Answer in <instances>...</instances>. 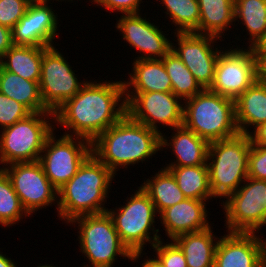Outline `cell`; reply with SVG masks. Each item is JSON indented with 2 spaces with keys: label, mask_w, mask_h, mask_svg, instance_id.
<instances>
[{
  "label": "cell",
  "mask_w": 266,
  "mask_h": 267,
  "mask_svg": "<svg viewBox=\"0 0 266 267\" xmlns=\"http://www.w3.org/2000/svg\"><path fill=\"white\" fill-rule=\"evenodd\" d=\"M120 102V103H119ZM126 114L123 80L86 81L80 91L54 112L63 134L93 141ZM70 130V132H69Z\"/></svg>",
  "instance_id": "6da1fadb"
},
{
  "label": "cell",
  "mask_w": 266,
  "mask_h": 267,
  "mask_svg": "<svg viewBox=\"0 0 266 267\" xmlns=\"http://www.w3.org/2000/svg\"><path fill=\"white\" fill-rule=\"evenodd\" d=\"M91 147L92 154L117 175L119 168L152 159L161 150V134L125 114L98 135Z\"/></svg>",
  "instance_id": "7a4b0ae2"
},
{
  "label": "cell",
  "mask_w": 266,
  "mask_h": 267,
  "mask_svg": "<svg viewBox=\"0 0 266 267\" xmlns=\"http://www.w3.org/2000/svg\"><path fill=\"white\" fill-rule=\"evenodd\" d=\"M113 178L115 174L91 154L58 190L57 217L69 224L75 217L107 212L104 205Z\"/></svg>",
  "instance_id": "3957f363"
},
{
  "label": "cell",
  "mask_w": 266,
  "mask_h": 267,
  "mask_svg": "<svg viewBox=\"0 0 266 267\" xmlns=\"http://www.w3.org/2000/svg\"><path fill=\"white\" fill-rule=\"evenodd\" d=\"M183 102V126L209 143L239 134L234 100L204 89Z\"/></svg>",
  "instance_id": "277c9868"
},
{
  "label": "cell",
  "mask_w": 266,
  "mask_h": 267,
  "mask_svg": "<svg viewBox=\"0 0 266 267\" xmlns=\"http://www.w3.org/2000/svg\"><path fill=\"white\" fill-rule=\"evenodd\" d=\"M250 135L238 134L209 143L207 166L213 198H227L248 178Z\"/></svg>",
  "instance_id": "5b68a950"
},
{
  "label": "cell",
  "mask_w": 266,
  "mask_h": 267,
  "mask_svg": "<svg viewBox=\"0 0 266 267\" xmlns=\"http://www.w3.org/2000/svg\"><path fill=\"white\" fill-rule=\"evenodd\" d=\"M137 189L130 198L127 196L125 205L115 210L107 208L121 241L133 254L134 263L147 254L143 251L147 243L153 247L161 239L159 229H155V217L159 214L154 203L141 186Z\"/></svg>",
  "instance_id": "8992f818"
},
{
  "label": "cell",
  "mask_w": 266,
  "mask_h": 267,
  "mask_svg": "<svg viewBox=\"0 0 266 267\" xmlns=\"http://www.w3.org/2000/svg\"><path fill=\"white\" fill-rule=\"evenodd\" d=\"M69 223L78 224L80 252L89 260L83 267H113L117 256L133 261V254L121 241L108 212L82 215Z\"/></svg>",
  "instance_id": "52a82bcc"
},
{
  "label": "cell",
  "mask_w": 266,
  "mask_h": 267,
  "mask_svg": "<svg viewBox=\"0 0 266 267\" xmlns=\"http://www.w3.org/2000/svg\"><path fill=\"white\" fill-rule=\"evenodd\" d=\"M53 121V112H37L0 130V164L38 161L47 137L56 129Z\"/></svg>",
  "instance_id": "ba28073f"
},
{
  "label": "cell",
  "mask_w": 266,
  "mask_h": 267,
  "mask_svg": "<svg viewBox=\"0 0 266 267\" xmlns=\"http://www.w3.org/2000/svg\"><path fill=\"white\" fill-rule=\"evenodd\" d=\"M222 202L227 232L257 234L263 226H266L265 180L248 177Z\"/></svg>",
  "instance_id": "9c48e42d"
},
{
  "label": "cell",
  "mask_w": 266,
  "mask_h": 267,
  "mask_svg": "<svg viewBox=\"0 0 266 267\" xmlns=\"http://www.w3.org/2000/svg\"><path fill=\"white\" fill-rule=\"evenodd\" d=\"M92 154L91 141L79 136L51 133L44 144L39 162L52 185L59 190Z\"/></svg>",
  "instance_id": "30bf717a"
},
{
  "label": "cell",
  "mask_w": 266,
  "mask_h": 267,
  "mask_svg": "<svg viewBox=\"0 0 266 267\" xmlns=\"http://www.w3.org/2000/svg\"><path fill=\"white\" fill-rule=\"evenodd\" d=\"M125 101L132 120L160 134L159 124L171 129L183 126L184 102L172 92L125 93Z\"/></svg>",
  "instance_id": "8fae6325"
},
{
  "label": "cell",
  "mask_w": 266,
  "mask_h": 267,
  "mask_svg": "<svg viewBox=\"0 0 266 267\" xmlns=\"http://www.w3.org/2000/svg\"><path fill=\"white\" fill-rule=\"evenodd\" d=\"M63 55L56 47L51 46L43 53L42 58L40 95L44 106L53 113L73 98L87 81L78 80L75 70Z\"/></svg>",
  "instance_id": "7c38bea8"
},
{
  "label": "cell",
  "mask_w": 266,
  "mask_h": 267,
  "mask_svg": "<svg viewBox=\"0 0 266 267\" xmlns=\"http://www.w3.org/2000/svg\"><path fill=\"white\" fill-rule=\"evenodd\" d=\"M0 168L10 178L13 189L29 216L58 202V190L47 178L39 161L13 163Z\"/></svg>",
  "instance_id": "4fadbf2b"
},
{
  "label": "cell",
  "mask_w": 266,
  "mask_h": 267,
  "mask_svg": "<svg viewBox=\"0 0 266 267\" xmlns=\"http://www.w3.org/2000/svg\"><path fill=\"white\" fill-rule=\"evenodd\" d=\"M241 47L222 49L216 61L214 81L209 88L211 92L236 100L256 81L254 54L251 48Z\"/></svg>",
  "instance_id": "5bb4252c"
},
{
  "label": "cell",
  "mask_w": 266,
  "mask_h": 267,
  "mask_svg": "<svg viewBox=\"0 0 266 267\" xmlns=\"http://www.w3.org/2000/svg\"><path fill=\"white\" fill-rule=\"evenodd\" d=\"M173 33L176 34L174 37L177 38V43L171 42V50L181 59L200 86L209 89L214 81L216 61L222 51L215 43L217 40L221 42V39L193 32Z\"/></svg>",
  "instance_id": "9a60e30c"
},
{
  "label": "cell",
  "mask_w": 266,
  "mask_h": 267,
  "mask_svg": "<svg viewBox=\"0 0 266 267\" xmlns=\"http://www.w3.org/2000/svg\"><path fill=\"white\" fill-rule=\"evenodd\" d=\"M142 14H123L117 20L115 27L122 39L130 47L139 51L137 60L140 59H162L170 50L171 42L168 34L163 33L160 25H155L151 20H147ZM151 21V22H149Z\"/></svg>",
  "instance_id": "2e32d148"
},
{
  "label": "cell",
  "mask_w": 266,
  "mask_h": 267,
  "mask_svg": "<svg viewBox=\"0 0 266 267\" xmlns=\"http://www.w3.org/2000/svg\"><path fill=\"white\" fill-rule=\"evenodd\" d=\"M49 1L30 3L25 15L12 29L13 45L51 47L59 36L58 14ZM55 12V13H54Z\"/></svg>",
  "instance_id": "e0dca14e"
},
{
  "label": "cell",
  "mask_w": 266,
  "mask_h": 267,
  "mask_svg": "<svg viewBox=\"0 0 266 267\" xmlns=\"http://www.w3.org/2000/svg\"><path fill=\"white\" fill-rule=\"evenodd\" d=\"M214 267H266V239L255 233H225L217 244Z\"/></svg>",
  "instance_id": "ac0fdd59"
},
{
  "label": "cell",
  "mask_w": 266,
  "mask_h": 267,
  "mask_svg": "<svg viewBox=\"0 0 266 267\" xmlns=\"http://www.w3.org/2000/svg\"><path fill=\"white\" fill-rule=\"evenodd\" d=\"M207 200L186 198L164 209L158 217L164 227L167 238L173 240L179 235L205 230L210 227L206 203Z\"/></svg>",
  "instance_id": "d6986e66"
},
{
  "label": "cell",
  "mask_w": 266,
  "mask_h": 267,
  "mask_svg": "<svg viewBox=\"0 0 266 267\" xmlns=\"http://www.w3.org/2000/svg\"><path fill=\"white\" fill-rule=\"evenodd\" d=\"M171 139L165 133H161V151L165 147L172 148L174 162L166 164V167H183L207 164L209 142L184 126L172 129ZM164 134V135H163ZM168 139H167V138ZM169 146V147H168ZM174 152V153H173Z\"/></svg>",
  "instance_id": "ffe728a7"
},
{
  "label": "cell",
  "mask_w": 266,
  "mask_h": 267,
  "mask_svg": "<svg viewBox=\"0 0 266 267\" xmlns=\"http://www.w3.org/2000/svg\"><path fill=\"white\" fill-rule=\"evenodd\" d=\"M132 66L129 79L123 80L125 93L172 92L171 79L162 59L135 58Z\"/></svg>",
  "instance_id": "44dd1931"
},
{
  "label": "cell",
  "mask_w": 266,
  "mask_h": 267,
  "mask_svg": "<svg viewBox=\"0 0 266 267\" xmlns=\"http://www.w3.org/2000/svg\"><path fill=\"white\" fill-rule=\"evenodd\" d=\"M234 102L240 134L249 135L250 127L254 130L266 122V83L255 81Z\"/></svg>",
  "instance_id": "7402d4cb"
},
{
  "label": "cell",
  "mask_w": 266,
  "mask_h": 267,
  "mask_svg": "<svg viewBox=\"0 0 266 267\" xmlns=\"http://www.w3.org/2000/svg\"><path fill=\"white\" fill-rule=\"evenodd\" d=\"M212 228L211 225L205 230L185 233L173 239L182 250L188 267H214L220 237L213 234Z\"/></svg>",
  "instance_id": "603a6c76"
},
{
  "label": "cell",
  "mask_w": 266,
  "mask_h": 267,
  "mask_svg": "<svg viewBox=\"0 0 266 267\" xmlns=\"http://www.w3.org/2000/svg\"><path fill=\"white\" fill-rule=\"evenodd\" d=\"M198 4L199 34L224 38L225 31L235 22L234 0H198Z\"/></svg>",
  "instance_id": "cb8c5ba5"
},
{
  "label": "cell",
  "mask_w": 266,
  "mask_h": 267,
  "mask_svg": "<svg viewBox=\"0 0 266 267\" xmlns=\"http://www.w3.org/2000/svg\"><path fill=\"white\" fill-rule=\"evenodd\" d=\"M49 47L12 45L3 55V67L26 80L39 83L43 53Z\"/></svg>",
  "instance_id": "d4e9b609"
},
{
  "label": "cell",
  "mask_w": 266,
  "mask_h": 267,
  "mask_svg": "<svg viewBox=\"0 0 266 267\" xmlns=\"http://www.w3.org/2000/svg\"><path fill=\"white\" fill-rule=\"evenodd\" d=\"M0 92L26 106L32 113L51 112L43 104L39 83L6 71L0 74Z\"/></svg>",
  "instance_id": "484cf974"
},
{
  "label": "cell",
  "mask_w": 266,
  "mask_h": 267,
  "mask_svg": "<svg viewBox=\"0 0 266 267\" xmlns=\"http://www.w3.org/2000/svg\"><path fill=\"white\" fill-rule=\"evenodd\" d=\"M154 175V177L151 176L150 179L144 180L140 186L154 203L157 214L186 199L177 185L174 176L168 169L163 166Z\"/></svg>",
  "instance_id": "4316f807"
},
{
  "label": "cell",
  "mask_w": 266,
  "mask_h": 267,
  "mask_svg": "<svg viewBox=\"0 0 266 267\" xmlns=\"http://www.w3.org/2000/svg\"><path fill=\"white\" fill-rule=\"evenodd\" d=\"M164 168L172 173L186 198L207 201L213 199L207 164Z\"/></svg>",
  "instance_id": "83f0119b"
},
{
  "label": "cell",
  "mask_w": 266,
  "mask_h": 267,
  "mask_svg": "<svg viewBox=\"0 0 266 267\" xmlns=\"http://www.w3.org/2000/svg\"><path fill=\"white\" fill-rule=\"evenodd\" d=\"M234 19L248 31V47H253L266 31V0H234ZM239 19V20H238Z\"/></svg>",
  "instance_id": "f1b7e54d"
},
{
  "label": "cell",
  "mask_w": 266,
  "mask_h": 267,
  "mask_svg": "<svg viewBox=\"0 0 266 267\" xmlns=\"http://www.w3.org/2000/svg\"><path fill=\"white\" fill-rule=\"evenodd\" d=\"M162 60L166 72L171 79L172 93L175 96L185 101L204 90L189 69L172 50H170Z\"/></svg>",
  "instance_id": "f546056e"
},
{
  "label": "cell",
  "mask_w": 266,
  "mask_h": 267,
  "mask_svg": "<svg viewBox=\"0 0 266 267\" xmlns=\"http://www.w3.org/2000/svg\"><path fill=\"white\" fill-rule=\"evenodd\" d=\"M165 8L176 33L199 34L200 10L198 0H157Z\"/></svg>",
  "instance_id": "4dcf8cb0"
},
{
  "label": "cell",
  "mask_w": 266,
  "mask_h": 267,
  "mask_svg": "<svg viewBox=\"0 0 266 267\" xmlns=\"http://www.w3.org/2000/svg\"><path fill=\"white\" fill-rule=\"evenodd\" d=\"M24 217H29V215L22 207L10 178L0 168V224L2 227L10 228Z\"/></svg>",
  "instance_id": "1f68e13d"
},
{
  "label": "cell",
  "mask_w": 266,
  "mask_h": 267,
  "mask_svg": "<svg viewBox=\"0 0 266 267\" xmlns=\"http://www.w3.org/2000/svg\"><path fill=\"white\" fill-rule=\"evenodd\" d=\"M32 112L23 104L0 92V129L27 118Z\"/></svg>",
  "instance_id": "d6a6232c"
},
{
  "label": "cell",
  "mask_w": 266,
  "mask_h": 267,
  "mask_svg": "<svg viewBox=\"0 0 266 267\" xmlns=\"http://www.w3.org/2000/svg\"><path fill=\"white\" fill-rule=\"evenodd\" d=\"M160 239L152 249L155 252V257L163 264L164 267H188L186 258L180 247L173 241L163 242Z\"/></svg>",
  "instance_id": "836d02e7"
},
{
  "label": "cell",
  "mask_w": 266,
  "mask_h": 267,
  "mask_svg": "<svg viewBox=\"0 0 266 267\" xmlns=\"http://www.w3.org/2000/svg\"><path fill=\"white\" fill-rule=\"evenodd\" d=\"M29 4L27 0H0V25L12 30L25 15Z\"/></svg>",
  "instance_id": "e575fe53"
},
{
  "label": "cell",
  "mask_w": 266,
  "mask_h": 267,
  "mask_svg": "<svg viewBox=\"0 0 266 267\" xmlns=\"http://www.w3.org/2000/svg\"><path fill=\"white\" fill-rule=\"evenodd\" d=\"M248 177L266 181V146H256L251 142Z\"/></svg>",
  "instance_id": "d590c367"
},
{
  "label": "cell",
  "mask_w": 266,
  "mask_h": 267,
  "mask_svg": "<svg viewBox=\"0 0 266 267\" xmlns=\"http://www.w3.org/2000/svg\"><path fill=\"white\" fill-rule=\"evenodd\" d=\"M96 6H101L111 12H119L122 14H138L140 13L142 0H96Z\"/></svg>",
  "instance_id": "8d00e7d4"
},
{
  "label": "cell",
  "mask_w": 266,
  "mask_h": 267,
  "mask_svg": "<svg viewBox=\"0 0 266 267\" xmlns=\"http://www.w3.org/2000/svg\"><path fill=\"white\" fill-rule=\"evenodd\" d=\"M255 58L256 81L266 83V52H253Z\"/></svg>",
  "instance_id": "74e56055"
},
{
  "label": "cell",
  "mask_w": 266,
  "mask_h": 267,
  "mask_svg": "<svg viewBox=\"0 0 266 267\" xmlns=\"http://www.w3.org/2000/svg\"><path fill=\"white\" fill-rule=\"evenodd\" d=\"M249 135L253 145L266 146V122L250 131Z\"/></svg>",
  "instance_id": "f35d334b"
},
{
  "label": "cell",
  "mask_w": 266,
  "mask_h": 267,
  "mask_svg": "<svg viewBox=\"0 0 266 267\" xmlns=\"http://www.w3.org/2000/svg\"><path fill=\"white\" fill-rule=\"evenodd\" d=\"M12 45V30L0 25V54L4 55Z\"/></svg>",
  "instance_id": "ab89813d"
},
{
  "label": "cell",
  "mask_w": 266,
  "mask_h": 267,
  "mask_svg": "<svg viewBox=\"0 0 266 267\" xmlns=\"http://www.w3.org/2000/svg\"><path fill=\"white\" fill-rule=\"evenodd\" d=\"M252 52H266V31L257 43L251 47Z\"/></svg>",
  "instance_id": "60d3db41"
},
{
  "label": "cell",
  "mask_w": 266,
  "mask_h": 267,
  "mask_svg": "<svg viewBox=\"0 0 266 267\" xmlns=\"http://www.w3.org/2000/svg\"><path fill=\"white\" fill-rule=\"evenodd\" d=\"M143 263H140V267H164L163 264L154 256V258H151L148 256L144 257ZM147 258V259H146Z\"/></svg>",
  "instance_id": "b9f144b4"
},
{
  "label": "cell",
  "mask_w": 266,
  "mask_h": 267,
  "mask_svg": "<svg viewBox=\"0 0 266 267\" xmlns=\"http://www.w3.org/2000/svg\"><path fill=\"white\" fill-rule=\"evenodd\" d=\"M0 267H18L17 263L0 251Z\"/></svg>",
  "instance_id": "7bdbcfd3"
},
{
  "label": "cell",
  "mask_w": 266,
  "mask_h": 267,
  "mask_svg": "<svg viewBox=\"0 0 266 267\" xmlns=\"http://www.w3.org/2000/svg\"><path fill=\"white\" fill-rule=\"evenodd\" d=\"M3 68V55L0 54V74L2 73Z\"/></svg>",
  "instance_id": "ee69618b"
},
{
  "label": "cell",
  "mask_w": 266,
  "mask_h": 267,
  "mask_svg": "<svg viewBox=\"0 0 266 267\" xmlns=\"http://www.w3.org/2000/svg\"><path fill=\"white\" fill-rule=\"evenodd\" d=\"M51 265H53V264H46V263L42 264V265L41 264L40 265L37 264V267H56L54 265L53 266H51Z\"/></svg>",
  "instance_id": "f6af8a7d"
},
{
  "label": "cell",
  "mask_w": 266,
  "mask_h": 267,
  "mask_svg": "<svg viewBox=\"0 0 266 267\" xmlns=\"http://www.w3.org/2000/svg\"><path fill=\"white\" fill-rule=\"evenodd\" d=\"M27 1L30 2V3L42 2V1H50L51 2V0H27Z\"/></svg>",
  "instance_id": "bcb514c9"
},
{
  "label": "cell",
  "mask_w": 266,
  "mask_h": 267,
  "mask_svg": "<svg viewBox=\"0 0 266 267\" xmlns=\"http://www.w3.org/2000/svg\"><path fill=\"white\" fill-rule=\"evenodd\" d=\"M55 1H58V2L61 1V2H62V1H66V0H55ZM67 1H69V2L72 1V2H73V0H67ZM74 1H75V0H74ZM95 1H96V0H91L90 2H91V3L94 2V4H95ZM53 2H54V0H53Z\"/></svg>",
  "instance_id": "7dc6e473"
}]
</instances>
